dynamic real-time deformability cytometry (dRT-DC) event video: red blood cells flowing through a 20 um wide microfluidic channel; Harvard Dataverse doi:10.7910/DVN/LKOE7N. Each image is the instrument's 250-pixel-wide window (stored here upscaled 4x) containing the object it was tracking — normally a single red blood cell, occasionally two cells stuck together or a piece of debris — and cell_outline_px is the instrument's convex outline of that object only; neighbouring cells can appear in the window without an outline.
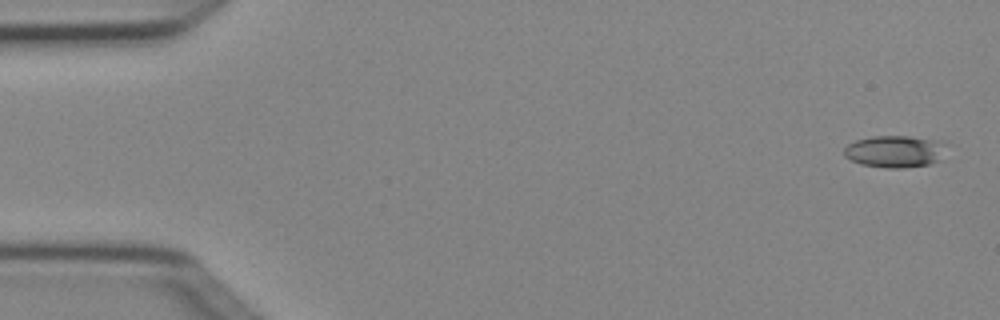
{"species": "Egyptian fruit bat (a non-hibernating species)", "species_latin": "Rousettus aegyptiacus", "temperature_condition": "cold", "stored_images_in_passage": 4, "camera_frame_rate_fps": 3000, "um_per_image_px": 0.085, "animal": {"sex": "female"}, "frame": {"image": 1, "passage_image": 1, "time_ms": 0.0, "image_size_px": [1000, 320], "cell_outline_px": [[948, 144], [940, 160], [928, 164], [904, 168], [888, 168], [860, 164], [844, 156], [844, 148], [848, 144], [856, 140], [872, 136], [908, 136], [948, 140]], "centroid_in_image_um": [76.14, 12.85], "position_along_channel_um": 8.9, "area_um2": 19.48}}
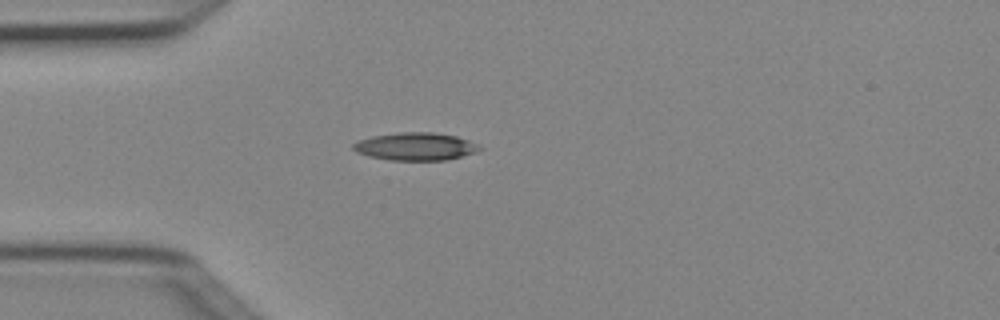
{"frame": {"image": 2, "passage_image": 4, "time_ms": 1.0, "image_size_px": [1000, 320], "cell_outline_px": [[484, 148], [476, 152], [448, 160], [392, 160], [368, 156], [356, 152], [352, 148], [352, 144], [360, 140], [372, 136], [400, 132], [436, 132], [456, 136], [468, 140]], "centroid_in_image_um": [35.33, 12.45], "position_along_channel_um": 49.7, "area_um2": 20.46}}